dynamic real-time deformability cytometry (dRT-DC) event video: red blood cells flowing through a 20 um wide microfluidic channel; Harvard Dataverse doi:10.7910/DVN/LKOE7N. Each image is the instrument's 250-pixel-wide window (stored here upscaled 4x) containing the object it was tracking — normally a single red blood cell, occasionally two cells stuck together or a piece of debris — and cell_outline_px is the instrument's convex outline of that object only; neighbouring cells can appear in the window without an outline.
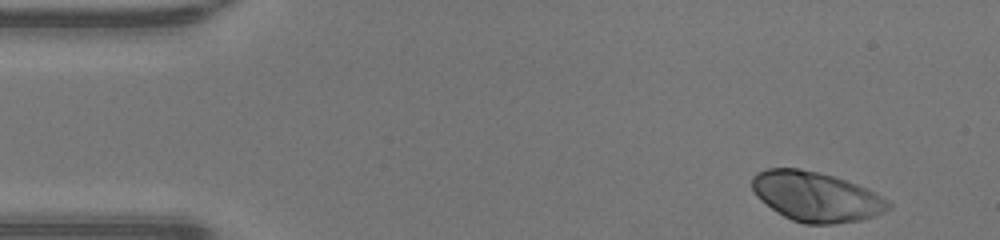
{"species": "human", "species_latin": "Homo sapiens", "temperature_condition": "warm", "stored_images_in_passage": 45, "camera_frame_rate_fps": 3000, "um_per_image_px": 0.085, "donor": {"sex": "male"}, "frame": {"image": 1, "passage_image": 1, "time_ms": 0.0, "image_size_px": [1000, 240], "cell_outline_px": [[892, 204], [884, 212], [860, 220], [832, 224], [804, 224], [792, 220], [776, 212], [760, 200], [756, 196], [752, 188], [752, 176], [756, 172], [768, 168], [800, 168], [832, 176], [856, 184], [888, 200]], "centroid_in_image_um": [69.31, 16.71], "position_along_channel_um": 15.7, "area_um2": 39.19}}
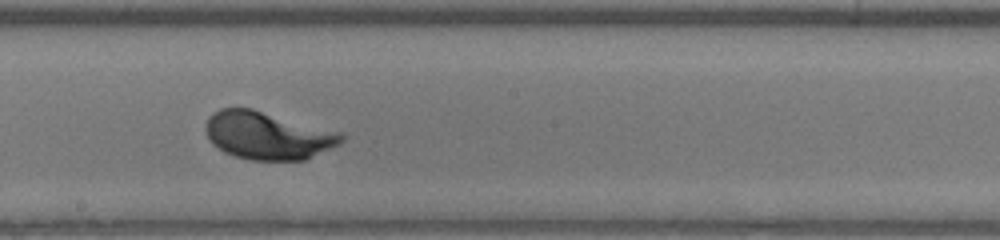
{"frame": {"image": 2, "passage_image": 23, "time_ms": 7.333, "image_size_px": [1000, 240], "cell_outline_px": [[348, 136], [340, 144], [304, 160], [252, 160], [236, 156], [224, 152], [212, 144], [208, 140], [204, 128], [208, 116], [212, 112], [220, 108], [252, 108], [340, 132]], "centroid_in_image_um": [22.73, 11.51], "position_along_channel_um": 225.5, "area_um2": 37.97}}
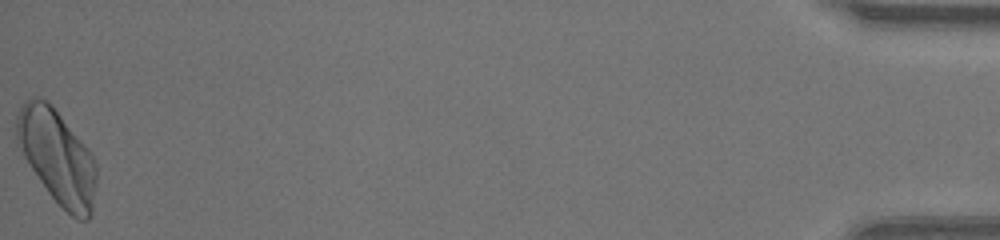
{"frame": {"image": 3, "passage_image": 45, "time_ms": 14.667, "image_size_px": [1000, 240], "cell_outline_px": [[96, 180], [92, 212], [88, 220], [80, 220], [72, 216], [48, 192], [24, 156], [16, 136], [16, 116], [24, 100], [32, 96], [40, 96], [48, 100], [88, 148], [96, 160]], "centroid_in_image_um": [4.87, 13.28], "position_along_channel_um": 430.3, "area_um2": 43.35}}